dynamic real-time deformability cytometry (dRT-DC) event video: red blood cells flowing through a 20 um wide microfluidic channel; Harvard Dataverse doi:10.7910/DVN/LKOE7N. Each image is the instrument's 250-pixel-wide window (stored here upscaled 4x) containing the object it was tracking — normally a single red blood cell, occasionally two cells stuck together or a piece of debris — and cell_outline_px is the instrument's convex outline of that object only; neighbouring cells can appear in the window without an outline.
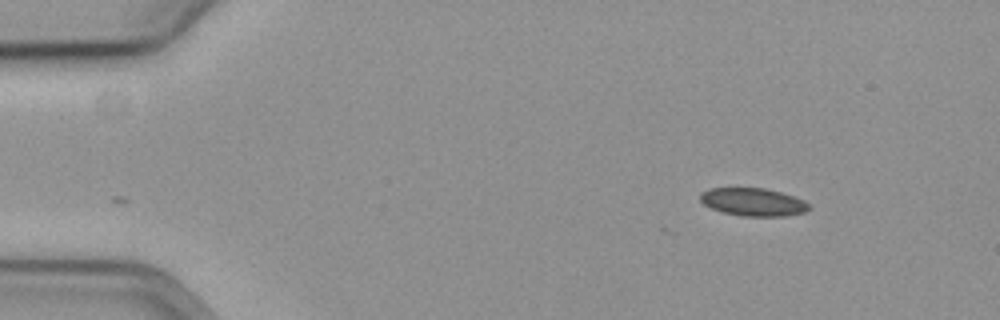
{"species": "common noctule bat (a hibernating species)", "species_latin": "Nyctalus noctula", "temperature_condition": "cold", "stored_images_in_passage": 3, "camera_frame_rate_fps": 3000, "um_per_image_px": 0.085, "animal": {"sex": "female", "body_mass_g": 19.3, "forearm_length_mm": 54.1}, "frame": {"image": 1, "passage_image": 3, "time_ms": 0.667, "image_size_px": [1000, 320], "cell_outline_px": [[812, 208], [804, 212], [784, 216], [744, 216], [724, 212], [712, 208], [704, 204], [700, 200], [700, 192], [708, 188], [764, 188], [780, 192], [804, 200]], "centroid_in_image_um": [64.01, 17.16], "position_along_channel_um": 21.0, "area_um2": 17.57}}